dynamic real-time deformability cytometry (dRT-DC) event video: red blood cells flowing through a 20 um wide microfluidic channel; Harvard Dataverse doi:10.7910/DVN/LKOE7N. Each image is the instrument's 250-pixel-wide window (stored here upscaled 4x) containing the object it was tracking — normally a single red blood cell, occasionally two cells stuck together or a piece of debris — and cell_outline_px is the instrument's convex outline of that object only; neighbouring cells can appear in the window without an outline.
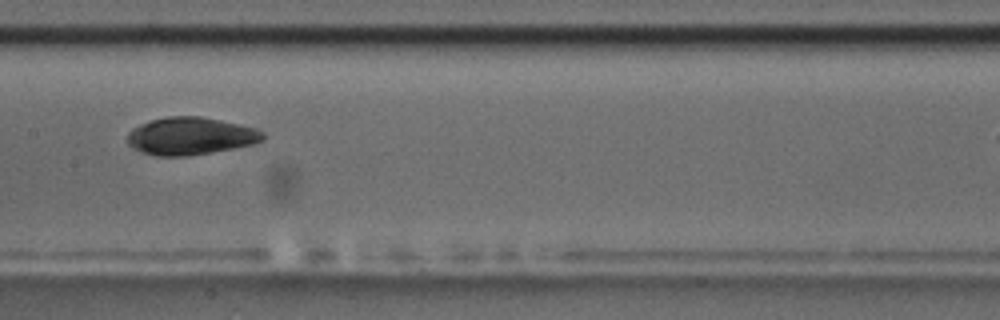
{"species": "common noctule bat (a hibernating species)", "species_latin": "Nyctalus noctula", "temperature_condition": "room temperature", "stored_images_in_passage": 6, "camera_frame_rate_fps": 3000, "um_per_image_px": 0.085, "animal": {"sex": "male", "body_mass_g": 17.5, "forearm_length_mm": 52.3}, "frame": {"image": 1, "passage_image": 4, "time_ms": 3.333, "image_size_px": [1000, 320], "cell_outline_px": [[264, 140], [256, 144], [188, 156], [156, 156], [132, 148], [128, 144], [128, 132], [132, 128], [140, 124], [152, 120], [168, 116], [200, 116], [220, 120], [256, 128], [264, 132]], "centroid_in_image_um": [16.21, 11.56], "position_along_channel_um": 191.2, "area_um2": 29.65}}
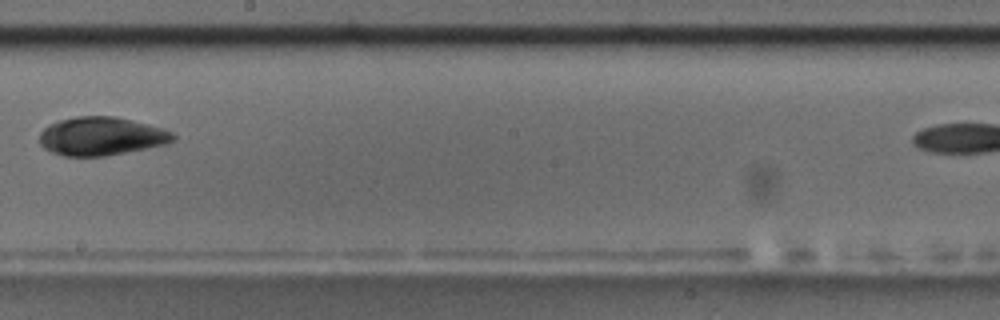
{"frame": {"image": 2, "passage_image": 5, "time_ms": 4.667, "image_size_px": [1000, 320], "cell_outline_px": [[176, 140], [168, 144], [104, 156], [64, 156], [52, 152], [44, 148], [40, 144], [40, 132], [48, 124], [60, 120], [76, 116], [116, 116], [164, 128], [172, 132], [176, 136]], "centroid_in_image_um": [8.63, 11.57], "position_along_channel_um": 239.6, "area_um2": 30.06}}